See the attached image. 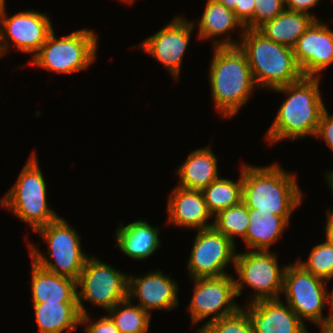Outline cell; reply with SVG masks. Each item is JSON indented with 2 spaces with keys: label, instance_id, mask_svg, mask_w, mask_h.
I'll list each match as a JSON object with an SVG mask.
<instances>
[{
  "label": "cell",
  "instance_id": "19",
  "mask_svg": "<svg viewBox=\"0 0 333 333\" xmlns=\"http://www.w3.org/2000/svg\"><path fill=\"white\" fill-rule=\"evenodd\" d=\"M115 232L118 248L133 260L147 259L162 245L160 228H154L146 220H135L125 226L120 223Z\"/></svg>",
  "mask_w": 333,
  "mask_h": 333
},
{
  "label": "cell",
  "instance_id": "12",
  "mask_svg": "<svg viewBox=\"0 0 333 333\" xmlns=\"http://www.w3.org/2000/svg\"><path fill=\"white\" fill-rule=\"evenodd\" d=\"M53 30L52 22L45 13L27 10L7 17L5 7L0 12L1 57L11 46L33 57Z\"/></svg>",
  "mask_w": 333,
  "mask_h": 333
},
{
  "label": "cell",
  "instance_id": "21",
  "mask_svg": "<svg viewBox=\"0 0 333 333\" xmlns=\"http://www.w3.org/2000/svg\"><path fill=\"white\" fill-rule=\"evenodd\" d=\"M33 303L78 302L76 280L51 273L32 261Z\"/></svg>",
  "mask_w": 333,
  "mask_h": 333
},
{
  "label": "cell",
  "instance_id": "20",
  "mask_svg": "<svg viewBox=\"0 0 333 333\" xmlns=\"http://www.w3.org/2000/svg\"><path fill=\"white\" fill-rule=\"evenodd\" d=\"M217 159L210 144L190 152L185 161L178 166L176 173L180 182L177 186L188 190H203L206 188L211 182L220 177Z\"/></svg>",
  "mask_w": 333,
  "mask_h": 333
},
{
  "label": "cell",
  "instance_id": "1",
  "mask_svg": "<svg viewBox=\"0 0 333 333\" xmlns=\"http://www.w3.org/2000/svg\"><path fill=\"white\" fill-rule=\"evenodd\" d=\"M240 41L231 35L213 41L214 46H239L245 53L253 79L258 87L274 89L301 80L304 76L292 48L267 38L258 29L240 31ZM232 38V39H231Z\"/></svg>",
  "mask_w": 333,
  "mask_h": 333
},
{
  "label": "cell",
  "instance_id": "22",
  "mask_svg": "<svg viewBox=\"0 0 333 333\" xmlns=\"http://www.w3.org/2000/svg\"><path fill=\"white\" fill-rule=\"evenodd\" d=\"M290 218L249 209V225L243 239L247 248L270 251V247L278 242L285 228L290 225Z\"/></svg>",
  "mask_w": 333,
  "mask_h": 333
},
{
  "label": "cell",
  "instance_id": "42",
  "mask_svg": "<svg viewBox=\"0 0 333 333\" xmlns=\"http://www.w3.org/2000/svg\"><path fill=\"white\" fill-rule=\"evenodd\" d=\"M119 1H121L122 3L124 2V3L130 4V3H133L136 0H119Z\"/></svg>",
  "mask_w": 333,
  "mask_h": 333
},
{
  "label": "cell",
  "instance_id": "16",
  "mask_svg": "<svg viewBox=\"0 0 333 333\" xmlns=\"http://www.w3.org/2000/svg\"><path fill=\"white\" fill-rule=\"evenodd\" d=\"M176 280L164 275L161 270L149 271L144 276H128V299L151 314V310H169L176 308L179 302Z\"/></svg>",
  "mask_w": 333,
  "mask_h": 333
},
{
  "label": "cell",
  "instance_id": "37",
  "mask_svg": "<svg viewBox=\"0 0 333 333\" xmlns=\"http://www.w3.org/2000/svg\"><path fill=\"white\" fill-rule=\"evenodd\" d=\"M329 314L327 315L326 325L323 328L333 330V289L328 293Z\"/></svg>",
  "mask_w": 333,
  "mask_h": 333
},
{
  "label": "cell",
  "instance_id": "31",
  "mask_svg": "<svg viewBox=\"0 0 333 333\" xmlns=\"http://www.w3.org/2000/svg\"><path fill=\"white\" fill-rule=\"evenodd\" d=\"M254 29L277 17L285 8V0H254Z\"/></svg>",
  "mask_w": 333,
  "mask_h": 333
},
{
  "label": "cell",
  "instance_id": "30",
  "mask_svg": "<svg viewBox=\"0 0 333 333\" xmlns=\"http://www.w3.org/2000/svg\"><path fill=\"white\" fill-rule=\"evenodd\" d=\"M197 333H254L250 316L243 306L234 314L203 324Z\"/></svg>",
  "mask_w": 333,
  "mask_h": 333
},
{
  "label": "cell",
  "instance_id": "29",
  "mask_svg": "<svg viewBox=\"0 0 333 333\" xmlns=\"http://www.w3.org/2000/svg\"><path fill=\"white\" fill-rule=\"evenodd\" d=\"M304 269L327 282L333 278V248L326 242L314 246L307 261H296Z\"/></svg>",
  "mask_w": 333,
  "mask_h": 333
},
{
  "label": "cell",
  "instance_id": "35",
  "mask_svg": "<svg viewBox=\"0 0 333 333\" xmlns=\"http://www.w3.org/2000/svg\"><path fill=\"white\" fill-rule=\"evenodd\" d=\"M320 0H285V8L290 11L305 13L311 15L315 20H319L317 16L311 14L309 9L317 6Z\"/></svg>",
  "mask_w": 333,
  "mask_h": 333
},
{
  "label": "cell",
  "instance_id": "27",
  "mask_svg": "<svg viewBox=\"0 0 333 333\" xmlns=\"http://www.w3.org/2000/svg\"><path fill=\"white\" fill-rule=\"evenodd\" d=\"M129 299L117 303L108 310L120 333H147L150 327L151 314L138 305H133Z\"/></svg>",
  "mask_w": 333,
  "mask_h": 333
},
{
  "label": "cell",
  "instance_id": "23",
  "mask_svg": "<svg viewBox=\"0 0 333 333\" xmlns=\"http://www.w3.org/2000/svg\"><path fill=\"white\" fill-rule=\"evenodd\" d=\"M38 333H73L80 326L78 302L32 303Z\"/></svg>",
  "mask_w": 333,
  "mask_h": 333
},
{
  "label": "cell",
  "instance_id": "13",
  "mask_svg": "<svg viewBox=\"0 0 333 333\" xmlns=\"http://www.w3.org/2000/svg\"><path fill=\"white\" fill-rule=\"evenodd\" d=\"M235 244L214 227L197 230L187 262L191 279L228 275L225 268L235 265Z\"/></svg>",
  "mask_w": 333,
  "mask_h": 333
},
{
  "label": "cell",
  "instance_id": "17",
  "mask_svg": "<svg viewBox=\"0 0 333 333\" xmlns=\"http://www.w3.org/2000/svg\"><path fill=\"white\" fill-rule=\"evenodd\" d=\"M282 299L259 300L243 307L254 333H310L296 313Z\"/></svg>",
  "mask_w": 333,
  "mask_h": 333
},
{
  "label": "cell",
  "instance_id": "41",
  "mask_svg": "<svg viewBox=\"0 0 333 333\" xmlns=\"http://www.w3.org/2000/svg\"><path fill=\"white\" fill-rule=\"evenodd\" d=\"M320 331L321 333H333L332 329H326V328H322Z\"/></svg>",
  "mask_w": 333,
  "mask_h": 333
},
{
  "label": "cell",
  "instance_id": "3",
  "mask_svg": "<svg viewBox=\"0 0 333 333\" xmlns=\"http://www.w3.org/2000/svg\"><path fill=\"white\" fill-rule=\"evenodd\" d=\"M242 202L248 209L291 217L301 205L303 192L294 173L277 163L266 166L242 164Z\"/></svg>",
  "mask_w": 333,
  "mask_h": 333
},
{
  "label": "cell",
  "instance_id": "26",
  "mask_svg": "<svg viewBox=\"0 0 333 333\" xmlns=\"http://www.w3.org/2000/svg\"><path fill=\"white\" fill-rule=\"evenodd\" d=\"M240 170L237 181L219 177L202 190L208 210L213 217L222 210L242 202V167Z\"/></svg>",
  "mask_w": 333,
  "mask_h": 333
},
{
  "label": "cell",
  "instance_id": "8",
  "mask_svg": "<svg viewBox=\"0 0 333 333\" xmlns=\"http://www.w3.org/2000/svg\"><path fill=\"white\" fill-rule=\"evenodd\" d=\"M279 266L277 254L272 251L248 250L237 253L234 265L238 274V278L235 277L237 297L242 295L244 286L253 289L249 303L280 299L286 265Z\"/></svg>",
  "mask_w": 333,
  "mask_h": 333
},
{
  "label": "cell",
  "instance_id": "32",
  "mask_svg": "<svg viewBox=\"0 0 333 333\" xmlns=\"http://www.w3.org/2000/svg\"><path fill=\"white\" fill-rule=\"evenodd\" d=\"M89 314L81 315V323L80 325H85L86 333H120L118 328L115 326L112 319L107 316H102L95 322H90Z\"/></svg>",
  "mask_w": 333,
  "mask_h": 333
},
{
  "label": "cell",
  "instance_id": "10",
  "mask_svg": "<svg viewBox=\"0 0 333 333\" xmlns=\"http://www.w3.org/2000/svg\"><path fill=\"white\" fill-rule=\"evenodd\" d=\"M326 283L329 282L314 276L296 261L286 265L282 291L286 303L304 323L310 321L321 329L327 320L322 313L328 304Z\"/></svg>",
  "mask_w": 333,
  "mask_h": 333
},
{
  "label": "cell",
  "instance_id": "24",
  "mask_svg": "<svg viewBox=\"0 0 333 333\" xmlns=\"http://www.w3.org/2000/svg\"><path fill=\"white\" fill-rule=\"evenodd\" d=\"M314 21L311 15L285 9L258 30L274 42L293 49L299 37Z\"/></svg>",
  "mask_w": 333,
  "mask_h": 333
},
{
  "label": "cell",
  "instance_id": "9",
  "mask_svg": "<svg viewBox=\"0 0 333 333\" xmlns=\"http://www.w3.org/2000/svg\"><path fill=\"white\" fill-rule=\"evenodd\" d=\"M128 276L94 256L88 257L76 280L81 315L88 313L83 301L108 311L128 299Z\"/></svg>",
  "mask_w": 333,
  "mask_h": 333
},
{
  "label": "cell",
  "instance_id": "4",
  "mask_svg": "<svg viewBox=\"0 0 333 333\" xmlns=\"http://www.w3.org/2000/svg\"><path fill=\"white\" fill-rule=\"evenodd\" d=\"M209 69L212 101L224 119L239 113L257 87L239 46H214Z\"/></svg>",
  "mask_w": 333,
  "mask_h": 333
},
{
  "label": "cell",
  "instance_id": "6",
  "mask_svg": "<svg viewBox=\"0 0 333 333\" xmlns=\"http://www.w3.org/2000/svg\"><path fill=\"white\" fill-rule=\"evenodd\" d=\"M35 232L46 241L48 258L30 241L27 247L32 261L51 273L77 280L90 255L82 250L75 228L59 217Z\"/></svg>",
  "mask_w": 333,
  "mask_h": 333
},
{
  "label": "cell",
  "instance_id": "11",
  "mask_svg": "<svg viewBox=\"0 0 333 333\" xmlns=\"http://www.w3.org/2000/svg\"><path fill=\"white\" fill-rule=\"evenodd\" d=\"M192 280L194 282L193 294L187 307L192 325L203 322L211 315L205 324L216 321L234 314L241 308L235 301V297H237L235 277H232L231 274Z\"/></svg>",
  "mask_w": 333,
  "mask_h": 333
},
{
  "label": "cell",
  "instance_id": "28",
  "mask_svg": "<svg viewBox=\"0 0 333 333\" xmlns=\"http://www.w3.org/2000/svg\"><path fill=\"white\" fill-rule=\"evenodd\" d=\"M249 225V209L243 202L214 216L213 227L235 244V236L243 240Z\"/></svg>",
  "mask_w": 333,
  "mask_h": 333
},
{
  "label": "cell",
  "instance_id": "7",
  "mask_svg": "<svg viewBox=\"0 0 333 333\" xmlns=\"http://www.w3.org/2000/svg\"><path fill=\"white\" fill-rule=\"evenodd\" d=\"M97 38L95 31L89 28L59 38L53 30L40 50L31 57L30 64L60 74L87 70L96 60Z\"/></svg>",
  "mask_w": 333,
  "mask_h": 333
},
{
  "label": "cell",
  "instance_id": "2",
  "mask_svg": "<svg viewBox=\"0 0 333 333\" xmlns=\"http://www.w3.org/2000/svg\"><path fill=\"white\" fill-rule=\"evenodd\" d=\"M320 79L303 77L295 83L272 89L286 94L287 98L265 134L267 143L273 145L285 139L294 142L297 138L315 137L326 108L320 94Z\"/></svg>",
  "mask_w": 333,
  "mask_h": 333
},
{
  "label": "cell",
  "instance_id": "33",
  "mask_svg": "<svg viewBox=\"0 0 333 333\" xmlns=\"http://www.w3.org/2000/svg\"><path fill=\"white\" fill-rule=\"evenodd\" d=\"M314 138H323L329 149L333 151V114H329L326 108L322 112Z\"/></svg>",
  "mask_w": 333,
  "mask_h": 333
},
{
  "label": "cell",
  "instance_id": "18",
  "mask_svg": "<svg viewBox=\"0 0 333 333\" xmlns=\"http://www.w3.org/2000/svg\"><path fill=\"white\" fill-rule=\"evenodd\" d=\"M168 197L167 223L196 231L213 227V222L209 221L213 216L208 210L202 190L176 186Z\"/></svg>",
  "mask_w": 333,
  "mask_h": 333
},
{
  "label": "cell",
  "instance_id": "14",
  "mask_svg": "<svg viewBox=\"0 0 333 333\" xmlns=\"http://www.w3.org/2000/svg\"><path fill=\"white\" fill-rule=\"evenodd\" d=\"M167 25L139 44V48L154 57L172 75L179 79L182 59L190 44L195 21H188L183 16H175Z\"/></svg>",
  "mask_w": 333,
  "mask_h": 333
},
{
  "label": "cell",
  "instance_id": "5",
  "mask_svg": "<svg viewBox=\"0 0 333 333\" xmlns=\"http://www.w3.org/2000/svg\"><path fill=\"white\" fill-rule=\"evenodd\" d=\"M17 181L0 199V206L9 209L35 232L59 218L47 204V187L36 153L33 152L20 171Z\"/></svg>",
  "mask_w": 333,
  "mask_h": 333
},
{
  "label": "cell",
  "instance_id": "40",
  "mask_svg": "<svg viewBox=\"0 0 333 333\" xmlns=\"http://www.w3.org/2000/svg\"><path fill=\"white\" fill-rule=\"evenodd\" d=\"M6 0H0V12L6 7Z\"/></svg>",
  "mask_w": 333,
  "mask_h": 333
},
{
  "label": "cell",
  "instance_id": "25",
  "mask_svg": "<svg viewBox=\"0 0 333 333\" xmlns=\"http://www.w3.org/2000/svg\"><path fill=\"white\" fill-rule=\"evenodd\" d=\"M198 39L208 40L217 36H226L234 28L245 30V26L229 10L216 0H207L200 21H198Z\"/></svg>",
  "mask_w": 333,
  "mask_h": 333
},
{
  "label": "cell",
  "instance_id": "15",
  "mask_svg": "<svg viewBox=\"0 0 333 333\" xmlns=\"http://www.w3.org/2000/svg\"><path fill=\"white\" fill-rule=\"evenodd\" d=\"M295 60L304 77L320 78L333 64V31L320 19L299 37L293 48Z\"/></svg>",
  "mask_w": 333,
  "mask_h": 333
},
{
  "label": "cell",
  "instance_id": "38",
  "mask_svg": "<svg viewBox=\"0 0 333 333\" xmlns=\"http://www.w3.org/2000/svg\"><path fill=\"white\" fill-rule=\"evenodd\" d=\"M226 6L229 10L234 11L236 7H240V0H216Z\"/></svg>",
  "mask_w": 333,
  "mask_h": 333
},
{
  "label": "cell",
  "instance_id": "39",
  "mask_svg": "<svg viewBox=\"0 0 333 333\" xmlns=\"http://www.w3.org/2000/svg\"><path fill=\"white\" fill-rule=\"evenodd\" d=\"M325 178H326V183L328 184L329 188L331 189L330 191H333V170H330L328 172H326L325 174ZM328 211L333 212L331 209L327 208Z\"/></svg>",
  "mask_w": 333,
  "mask_h": 333
},
{
  "label": "cell",
  "instance_id": "34",
  "mask_svg": "<svg viewBox=\"0 0 333 333\" xmlns=\"http://www.w3.org/2000/svg\"><path fill=\"white\" fill-rule=\"evenodd\" d=\"M254 0H240V7L234 10L235 16L247 29H254Z\"/></svg>",
  "mask_w": 333,
  "mask_h": 333
},
{
  "label": "cell",
  "instance_id": "36",
  "mask_svg": "<svg viewBox=\"0 0 333 333\" xmlns=\"http://www.w3.org/2000/svg\"><path fill=\"white\" fill-rule=\"evenodd\" d=\"M325 237L326 242L333 248V212L326 211Z\"/></svg>",
  "mask_w": 333,
  "mask_h": 333
}]
</instances>
